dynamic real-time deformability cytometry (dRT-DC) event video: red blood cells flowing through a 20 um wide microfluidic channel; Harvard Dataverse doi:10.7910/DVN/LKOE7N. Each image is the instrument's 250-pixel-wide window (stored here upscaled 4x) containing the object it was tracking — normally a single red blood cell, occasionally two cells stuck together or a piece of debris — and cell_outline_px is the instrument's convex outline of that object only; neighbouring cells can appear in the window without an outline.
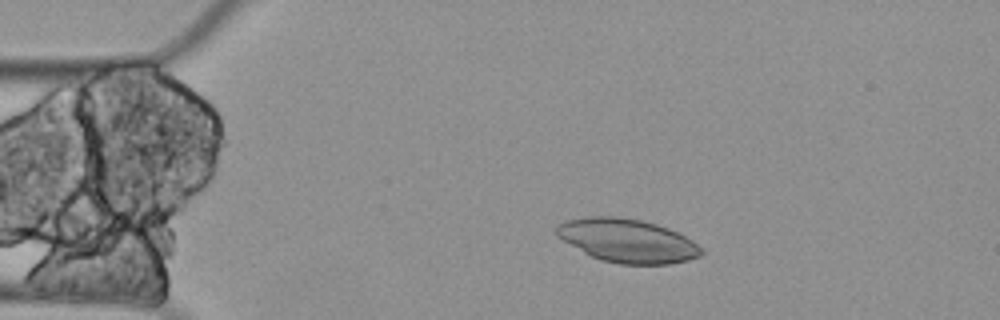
{"species": "Egyptian fruit bat (a non-hibernating species)", "species_latin": "Rousettus aegyptiacus", "temperature_condition": "cold", "stored_images_in_passage": 4, "camera_frame_rate_fps": 3000, "um_per_image_px": 0.085, "animal": {"sex": "female"}, "frame": {"image": 1, "passage_image": 1, "time_ms": 0.0, "image_size_px": [1000, 320], "cell_outline_px": [[704, 252], [700, 256], [688, 260], [668, 264], [620, 264], [600, 260], [584, 252], [556, 236], [556, 228], [564, 220], [588, 216], [616, 216], [640, 220], [656, 224], [668, 228], [692, 240], [704, 248]], "centroid_in_image_um": [53.34, 20.45], "position_along_channel_um": 31.7, "area_um2": 36.7}}
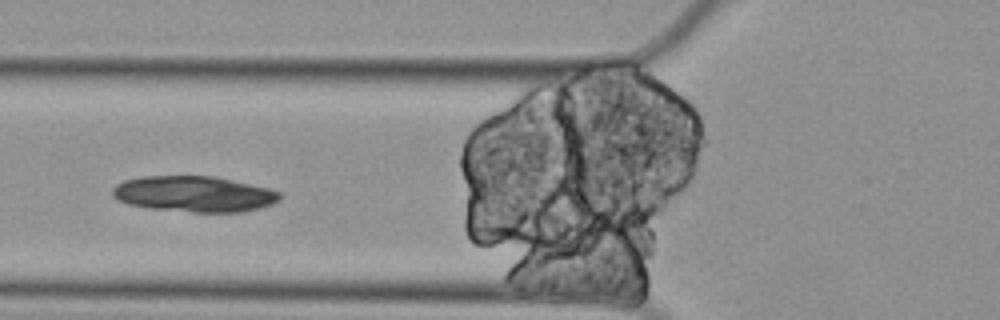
{"frame": {"image": 2, "passage_image": 4, "time_ms": 1.0, "image_size_px": [1000, 320], "cell_outline_px": [[280, 200], [272, 204], [260, 208], [240, 212], [192, 212], [148, 208], [128, 204], [112, 196], [112, 188], [116, 184], [124, 180], [144, 176], [216, 176], [268, 188], [280, 192]], "centroid_in_image_um": [16.49, 16.49], "position_along_channel_um": 109.3, "area_um2": 35.03}}